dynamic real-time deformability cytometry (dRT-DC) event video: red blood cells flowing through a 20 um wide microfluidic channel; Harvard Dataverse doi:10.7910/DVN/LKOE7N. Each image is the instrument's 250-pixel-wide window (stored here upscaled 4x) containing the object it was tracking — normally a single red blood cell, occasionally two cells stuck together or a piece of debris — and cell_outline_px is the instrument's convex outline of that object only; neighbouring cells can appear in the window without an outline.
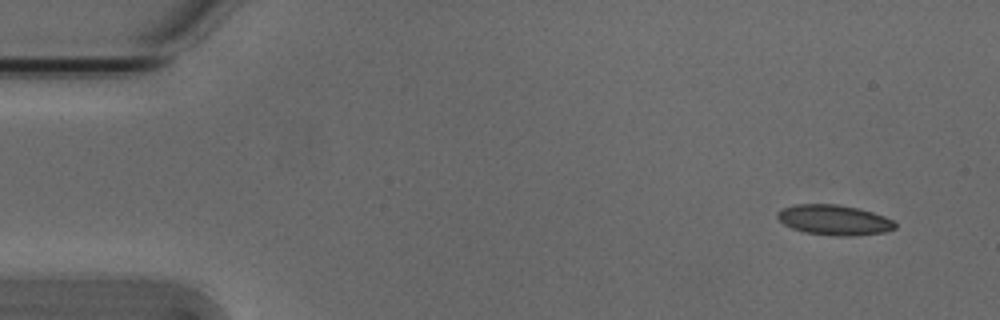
{"species": "Egyptian fruit bat (a non-hibernating species)", "species_latin": "Rousettus aegyptiacus", "temperature_condition": "cold", "stored_images_in_passage": 51, "camera_frame_rate_fps": 3000, "um_per_image_px": 0.085, "animal": {"sex": "male"}, "frame": {"image": 1, "passage_image": 1, "time_ms": 0.0, "image_size_px": [1000, 320], "cell_outline_px": [[896, 228], [884, 232], [852, 236], [836, 236], [804, 232], [792, 228], [784, 224], [776, 216], [776, 212], [784, 208], [796, 204], [836, 204], [856, 208], [872, 212], [884, 216], [892, 220], [896, 224]], "centroid_in_image_um": [70.89, 18.7], "position_along_channel_um": 14.1, "area_um2": 20.58}}
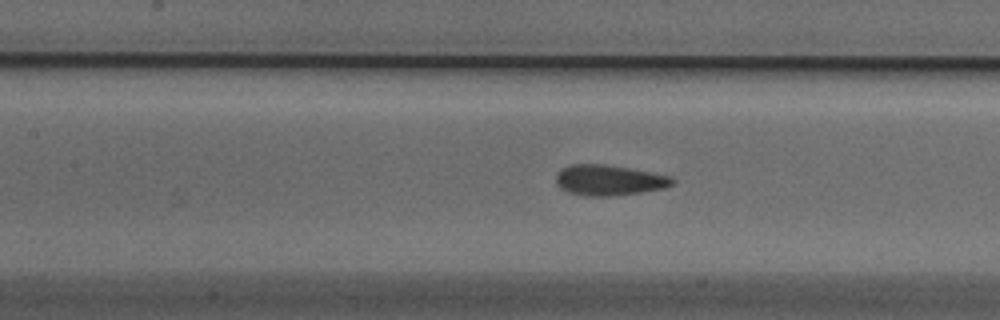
{"frame": {"image": 2, "passage_image": 21, "time_ms": 6.667, "image_size_px": [1000, 320], "cell_outline_px": [[676, 180], [672, 184], [664, 188], [640, 192], [612, 196], [584, 196], [568, 192], [560, 188], [556, 184], [556, 176], [564, 168], [572, 164], [604, 164], [652, 172], [672, 176]], "centroid_in_image_um": [51.78, 15.32], "position_along_channel_um": 155.6, "area_um2": 20.63}}
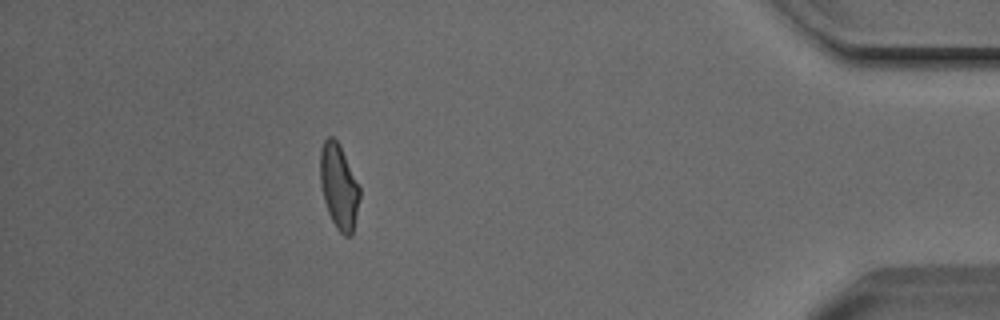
{"frame": {"image": 3, "passage_image": 45, "time_ms": 14.667, "image_size_px": [1000, 320], "cell_outline_px": [[360, 196], [352, 236], [344, 236], [336, 228], [328, 212], [324, 200], [320, 184], [320, 148], [324, 140], [328, 136], [332, 136], [336, 140], [360, 188]], "centroid_in_image_um": [28.78, 15.89], "position_along_channel_um": 406.4, "area_um2": 19.25}, "authors_computed_cell_mechanics": {"area_um2": 20.4612, "velocity_mm_per_s": 3.8093, "shape_relaxation_time_tau1_ms": 4.8091, "shape_relaxation_time_tau2_ms": 1.3683, "deformation_change_tau1": 0.1258, "deformation_change_tau2": 0.051}}